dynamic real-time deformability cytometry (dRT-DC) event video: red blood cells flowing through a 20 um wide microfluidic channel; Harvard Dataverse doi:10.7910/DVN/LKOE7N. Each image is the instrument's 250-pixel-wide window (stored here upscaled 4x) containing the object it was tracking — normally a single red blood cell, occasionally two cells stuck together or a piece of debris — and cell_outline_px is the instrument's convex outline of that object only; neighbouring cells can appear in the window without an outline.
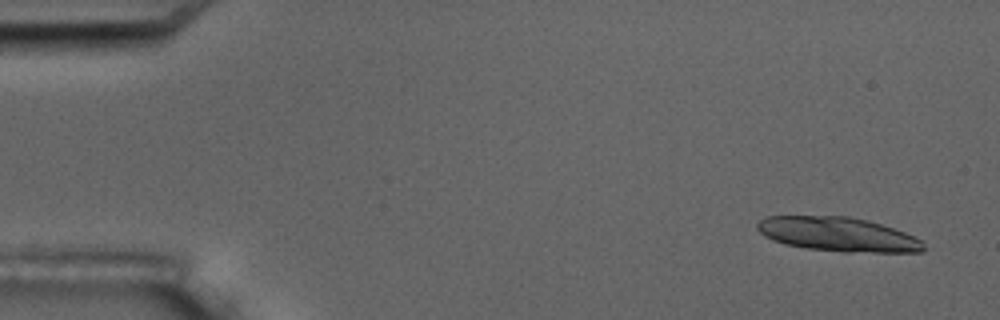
{"species": "common noctule bat (a hibernating species)", "species_latin": "Nyctalus noctula", "temperature_condition": "room temperature", "stored_images_in_passage": 4, "camera_frame_rate_fps": 3000, "um_per_image_px": 0.085, "animal": {"sex": "male", "body_mass_g": 17.5, "forearm_length_mm": 52.3}, "frame": {"image": 1, "passage_image": 1, "time_ms": 0.0, "image_size_px": [1000, 320], "cell_outline_px": [[924, 252], [844, 252], [804, 248], [784, 244], [772, 240], [764, 236], [756, 228], [756, 224], [764, 216], [848, 216], [868, 220], [904, 232], [920, 240], [924, 244]], "centroid_in_image_um": [71.18, 19.92], "position_along_channel_um": 13.8, "area_um2": 33.23}}